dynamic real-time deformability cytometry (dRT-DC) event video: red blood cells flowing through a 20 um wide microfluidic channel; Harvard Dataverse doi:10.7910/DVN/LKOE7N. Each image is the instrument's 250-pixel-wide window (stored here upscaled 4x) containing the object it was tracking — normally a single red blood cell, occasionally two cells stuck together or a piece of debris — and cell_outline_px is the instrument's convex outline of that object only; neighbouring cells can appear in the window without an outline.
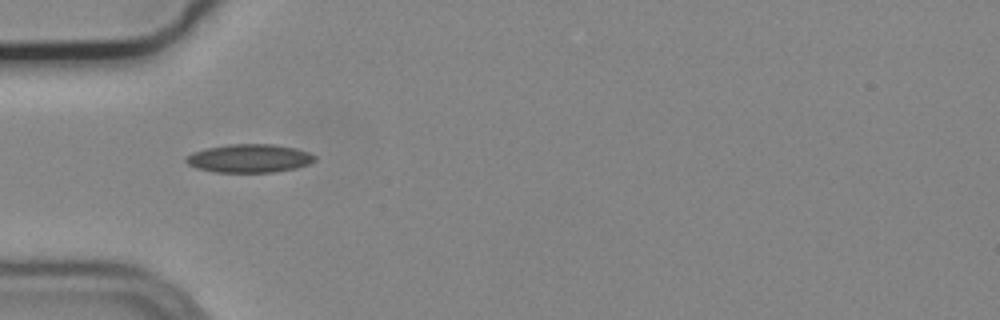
{"species": "common noctule bat (a hibernating species)", "species_latin": "Nyctalus noctula", "temperature_condition": "cold", "stored_images_in_passage": 4, "camera_frame_rate_fps": 3000, "um_per_image_px": 0.085, "animal": {"sex": "male", "body_mass_g": 19.2, "forearm_length_mm": 51.8}, "frame": {"image": 1, "passage_image": 3, "time_ms": 0.667, "image_size_px": [1000, 320], "cell_outline_px": [[316, 160], [308, 164], [296, 168], [272, 172], [216, 172], [196, 168], [188, 164], [184, 160], [184, 156], [192, 152], [204, 148], [228, 144], [272, 144], [296, 148], [308, 152], [316, 156]], "centroid_in_image_um": [21.15, 13.45], "position_along_channel_um": 63.8, "area_um2": 21.44}}
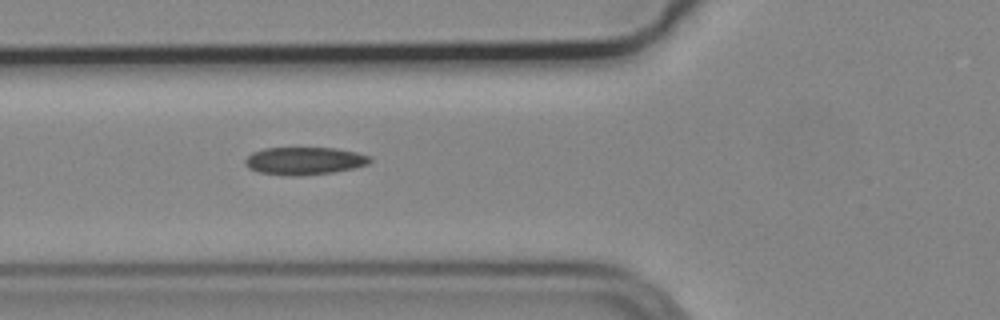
{"frame": {"image": 2, "passage_image": 4, "time_ms": 1.0, "image_size_px": [1000, 320], "cell_outline_px": [[372, 160], [368, 164], [352, 168], [332, 172], [300, 176], [284, 176], [260, 172], [248, 168], [244, 164], [244, 160], [252, 152], [264, 148], [336, 148], [356, 152], [372, 156]], "centroid_in_image_um": [25.86, 13.67], "position_along_channel_um": 99.9, "area_um2": 20.23}}